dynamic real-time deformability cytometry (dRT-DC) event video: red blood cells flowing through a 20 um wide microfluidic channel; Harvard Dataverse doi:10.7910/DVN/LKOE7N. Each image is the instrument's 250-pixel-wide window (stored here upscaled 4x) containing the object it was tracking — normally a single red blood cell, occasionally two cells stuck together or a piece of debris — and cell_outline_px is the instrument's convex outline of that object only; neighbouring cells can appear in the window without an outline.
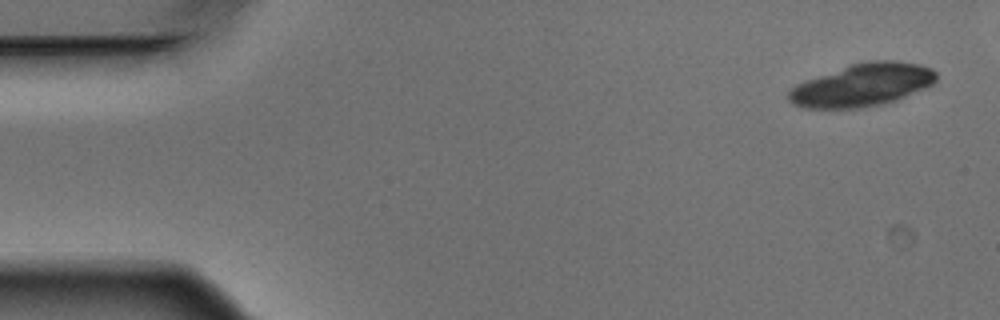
{"species": "Egyptian fruit bat (a non-hibernating species)", "species_latin": "Rousettus aegyptiacus", "temperature_condition": "warm", "stored_images_in_passage": 5, "camera_frame_rate_fps": 3000, "um_per_image_px": 0.085, "animal": {"sex": "male"}, "frame": {"image": 1, "passage_image": 1, "time_ms": 0.0, "image_size_px": [1000, 320], "cell_outline_px": [[936, 80], [932, 84], [924, 88], [896, 100], [880, 104], [860, 108], [804, 108], [792, 104], [788, 100], [788, 88], [804, 80], [852, 64], [868, 60], [900, 60], [920, 64], [932, 68], [936, 72]], "centroid_in_image_um": [73.27, 7.21], "position_along_channel_um": 11.7, "area_um2": 36.88}}